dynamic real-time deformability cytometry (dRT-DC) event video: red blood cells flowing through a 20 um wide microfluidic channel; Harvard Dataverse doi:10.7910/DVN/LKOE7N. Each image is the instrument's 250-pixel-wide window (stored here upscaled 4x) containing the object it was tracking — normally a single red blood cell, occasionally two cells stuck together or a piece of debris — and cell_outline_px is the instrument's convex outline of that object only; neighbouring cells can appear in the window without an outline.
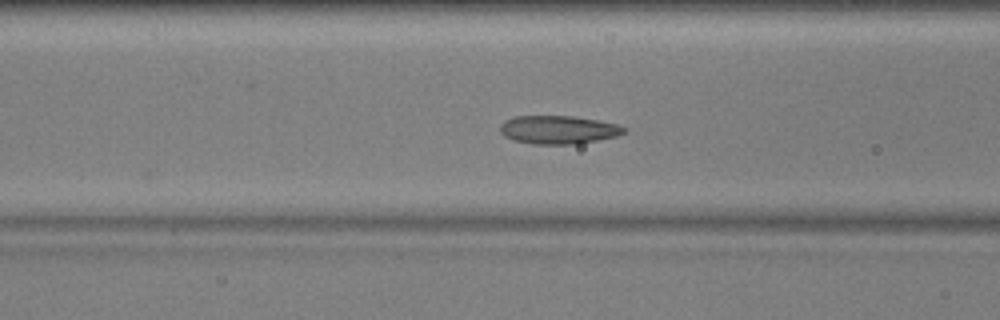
{"species": "common noctule bat (a hibernating species)", "species_latin": "Nyctalus noctula", "temperature_condition": "warm", "stored_images_in_passage": 27, "camera_frame_rate_fps": 3000, "um_per_image_px": 0.085, "animal": {"sex": "male", "body_mass_g": 17.9, "forearm_length_mm": 54.2}, "frame": {"image": 1, "passage_image": 10, "time_ms": 3.0, "image_size_px": [1000, 320], "cell_outline_px": [[628, 128], [624, 132], [616, 136], [580, 144], [532, 144], [512, 140], [504, 136], [500, 132], [500, 124], [504, 120], [512, 116], [572, 116], [596, 120], [616, 124]], "centroid_in_image_um": [47.41, 11.03], "position_along_channel_um": 119.2, "area_um2": 20.58}}
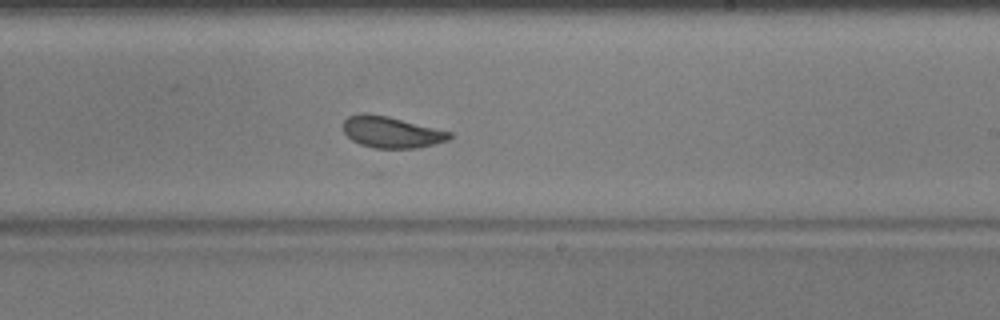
{"frame": {"image": 2, "passage_image": 21, "time_ms": 6.667, "image_size_px": [1000, 320], "cell_outline_px": [[452, 136], [448, 140], [416, 148], [376, 148], [360, 144], [352, 140], [344, 132], [344, 120], [348, 116], [364, 112], [388, 116], [452, 132]], "centroid_in_image_um": [33.26, 11.22], "position_along_channel_um": 255.7, "area_um2": 19.31}}
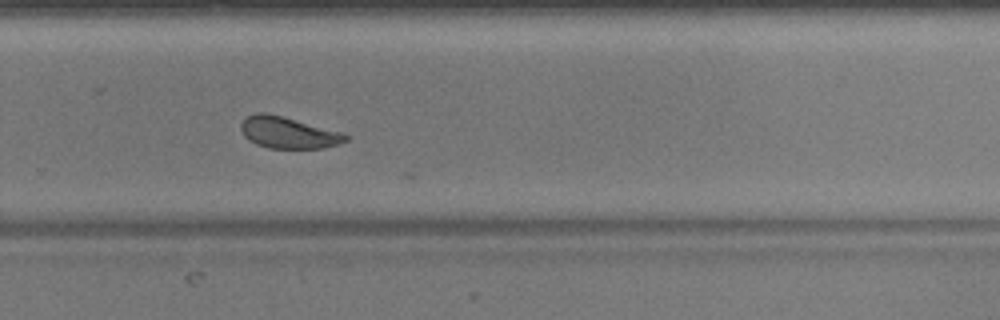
{"frame": {"image": 3, "passage_image": 25, "time_ms": 8.0, "image_size_px": [1000, 320], "cell_outline_px": [[348, 140], [324, 148], [268, 148], [256, 144], [248, 140], [244, 136], [240, 128], [240, 124], [248, 116], [256, 112], [264, 112], [284, 116], [344, 132], [348, 136]], "centroid_in_image_um": [24.5, 11.26], "position_along_channel_um": 305.3, "area_um2": 19.42}}